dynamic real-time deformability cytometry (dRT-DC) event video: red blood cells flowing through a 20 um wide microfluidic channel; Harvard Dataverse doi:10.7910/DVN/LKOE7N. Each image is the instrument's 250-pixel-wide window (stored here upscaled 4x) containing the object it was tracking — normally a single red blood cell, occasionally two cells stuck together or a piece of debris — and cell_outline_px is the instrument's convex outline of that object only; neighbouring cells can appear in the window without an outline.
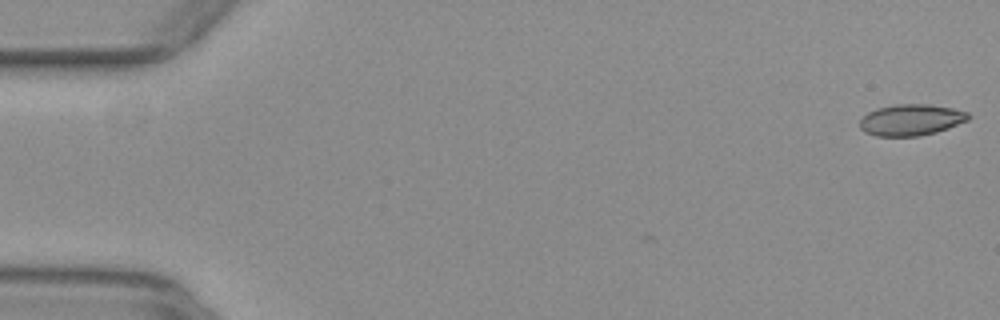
{"species": "common noctule bat (a hibernating species)", "species_latin": "Nyctalus noctula", "temperature_condition": "warm", "stored_images_in_passage": 47, "camera_frame_rate_fps": 3000, "um_per_image_px": 0.085, "animal": {"sex": "female", "body_mass_g": 29.2, "forearm_length_mm": 56.3}, "frame": {"image": 1, "passage_image": 1, "time_ms": 0.0, "image_size_px": [1000, 320], "cell_outline_px": [[972, 116], [968, 120], [948, 128], [936, 132], [920, 136], [876, 136], [864, 132], [860, 128], [860, 120], [868, 112], [876, 108], [896, 104], [928, 104], [952, 108], [968, 112]], "centroid_in_image_um": [77.44, 10.19], "position_along_channel_um": 7.6, "area_um2": 19.88}}
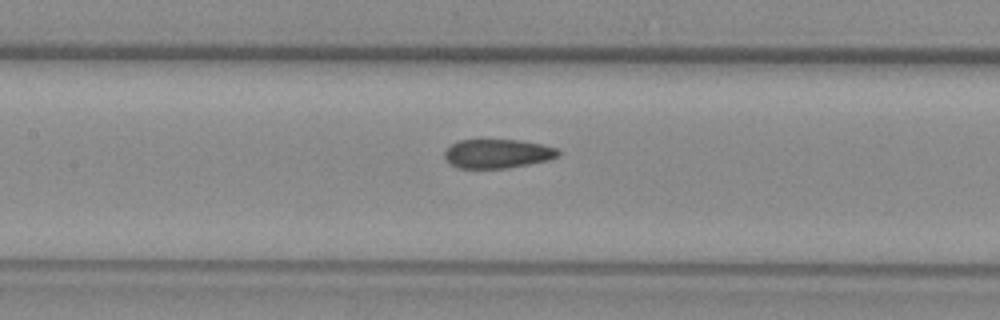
{"frame": {"image": 2, "passage_image": 25, "time_ms": 8.0, "image_size_px": [1000, 320], "cell_outline_px": [[560, 156], [548, 160], [508, 168], [460, 168], [452, 164], [444, 156], [444, 152], [452, 144], [460, 140], [520, 140], [540, 144], [556, 148], [560, 152]], "centroid_in_image_um": [42.31, 13.06], "position_along_channel_um": 165.1, "area_um2": 19.02}}
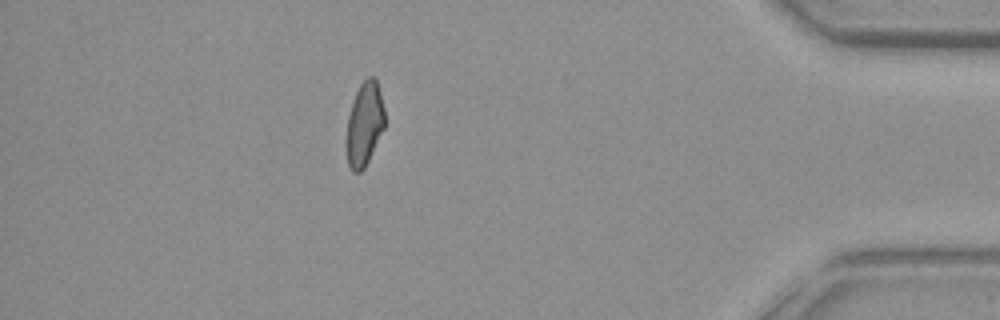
{"frame": {"image": 3, "passage_image": 47, "time_ms": 15.333, "image_size_px": [1000, 320], "cell_outline_px": [[384, 128], [364, 168], [360, 172], [352, 172], [348, 164], [344, 144], [348, 116], [356, 92], [360, 84], [368, 76], [376, 76], [384, 108]], "centroid_in_image_um": [30.95, 10.55], "position_along_channel_um": 404.3, "area_um2": 18.9}, "authors_computed_cell_mechanics": {"area_um2": 19.9988, "velocity_mm_per_s": 3.9203, "shape_relaxation_time_tau1_ms": null, "shape_relaxation_time_tau2_ms": 2.088, "deformation_change_tau1": null, "deformation_change_tau2": 0.0815}}